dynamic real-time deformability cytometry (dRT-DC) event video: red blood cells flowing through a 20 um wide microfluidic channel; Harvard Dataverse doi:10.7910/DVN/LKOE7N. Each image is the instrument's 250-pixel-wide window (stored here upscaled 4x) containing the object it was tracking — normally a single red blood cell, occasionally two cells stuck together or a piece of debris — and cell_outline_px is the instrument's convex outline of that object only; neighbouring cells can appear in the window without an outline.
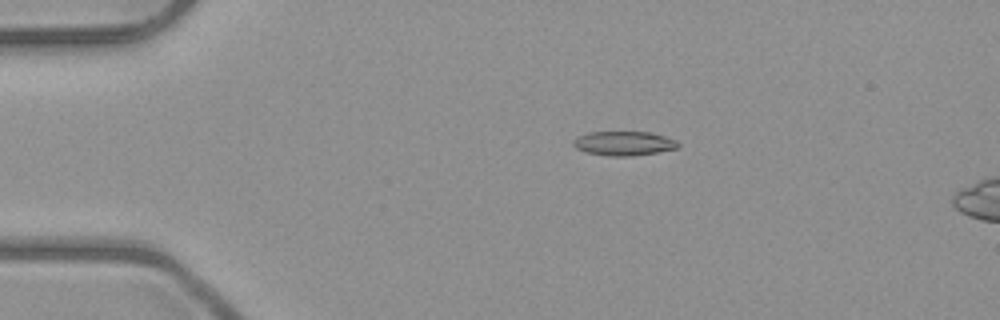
{"species": "common noctule bat (a hibernating species)", "species_latin": "Nyctalus noctula", "temperature_condition": "room temperature", "stored_images_in_passage": 5, "camera_frame_rate_fps": 3000, "um_per_image_px": 0.085, "animal": {"sex": "male", "body_mass_g": 23.1, "forearm_length_mm": 52.7}, "frame": {"image": 1, "passage_image": 3, "time_ms": 2.0, "image_size_px": [1000, 320], "cell_outline_px": [[680, 144], [676, 148], [656, 152], [632, 156], [608, 156], [588, 152], [576, 148], [572, 144], [572, 140], [588, 132], [648, 132], [664, 136], [676, 140]], "centroid_in_image_um": [53.01, 12.18], "position_along_channel_um": 32.0, "area_um2": 14.62}}